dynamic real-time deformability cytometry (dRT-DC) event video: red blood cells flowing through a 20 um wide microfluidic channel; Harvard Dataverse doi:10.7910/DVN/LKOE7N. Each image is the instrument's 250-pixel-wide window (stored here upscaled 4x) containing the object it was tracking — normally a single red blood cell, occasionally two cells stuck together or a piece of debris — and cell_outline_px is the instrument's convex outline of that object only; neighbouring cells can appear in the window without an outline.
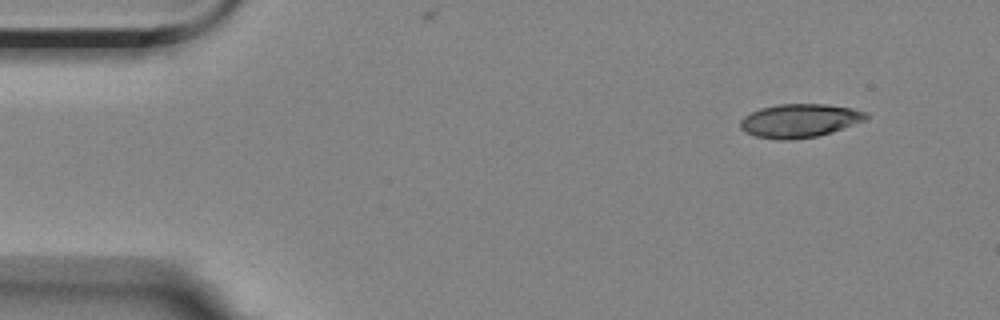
{"species": "Egyptian fruit bat (a non-hibernating species)", "species_latin": "Rousettus aegyptiacus", "temperature_condition": "room temperature", "stored_images_in_passage": 4, "segment_of_instrument_passage": [2, 2], "camera_frame_rate_fps": 3000, "um_per_image_px": 0.085, "animal": {"sex": "female"}, "frame": {"image": 1, "passage_image": 4, "time_ms": 3.667, "image_size_px": [1000, 320], "cell_outline_px": [[868, 120], [832, 132], [816, 136], [792, 140], [780, 140], [756, 136], [744, 132], [740, 128], [740, 120], [744, 116], [760, 108], [780, 104], [824, 104], [852, 108], [868, 112]], "centroid_in_image_um": [67.99, 10.26], "position_along_channel_um": 17.0, "area_um2": 24.74}}